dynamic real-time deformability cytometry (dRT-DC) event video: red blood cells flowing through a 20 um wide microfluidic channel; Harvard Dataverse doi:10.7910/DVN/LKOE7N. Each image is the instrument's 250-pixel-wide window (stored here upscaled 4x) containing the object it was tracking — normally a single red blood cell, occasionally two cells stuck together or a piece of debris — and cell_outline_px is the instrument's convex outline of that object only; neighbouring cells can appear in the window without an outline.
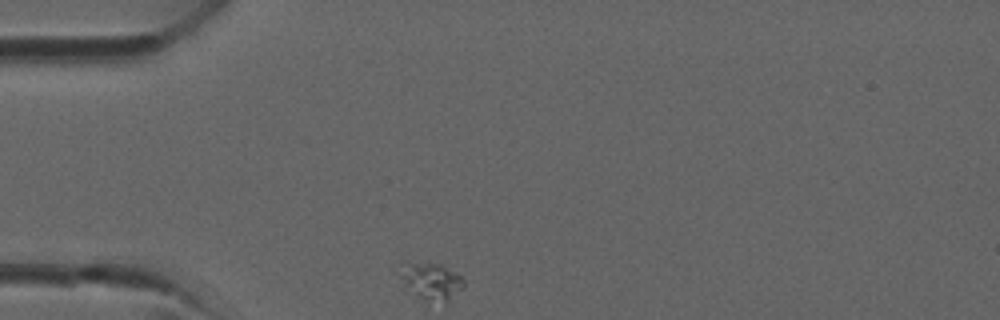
{"species": "common noctule bat (a hibernating species)", "species_latin": "Nyctalus noctula", "temperature_condition": "room temperature", "stored_images_in_passage": 30, "camera_frame_rate_fps": 3000, "um_per_image_px": 0.085, "animal": {"sex": "male", "forearm_length_mm": 52.5}, "frame": {"image": 1, "passage_image": 1, "time_ms": 0.0, "image_size_px": [1000, 320], "cell_outline_px": [[464, 284], [448, 300], [428, 304], [392, 272], [404, 260], [440, 264], [464, 276]], "centroid_in_image_um": [36.53, 23.82], "position_along_channel_um": 48.5, "area_um2": 14.28}}
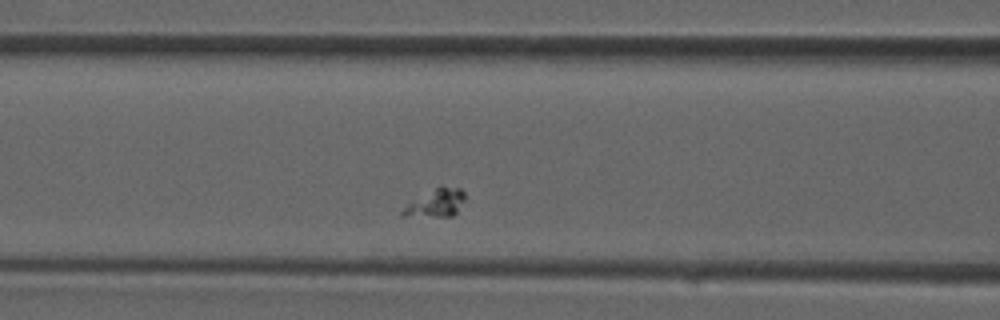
{"frame": {"image": 2, "passage_image": 7, "time_ms": 2.0, "image_size_px": [1000, 320], "cell_outline_px": [[464, 200], [456, 212], [452, 216], [400, 216], [400, 212], [408, 204], [440, 184], [460, 188], [464, 192]], "centroid_in_image_um": [37.07, 17.23], "position_along_channel_um": 129.5, "area_um2": 10.0}}
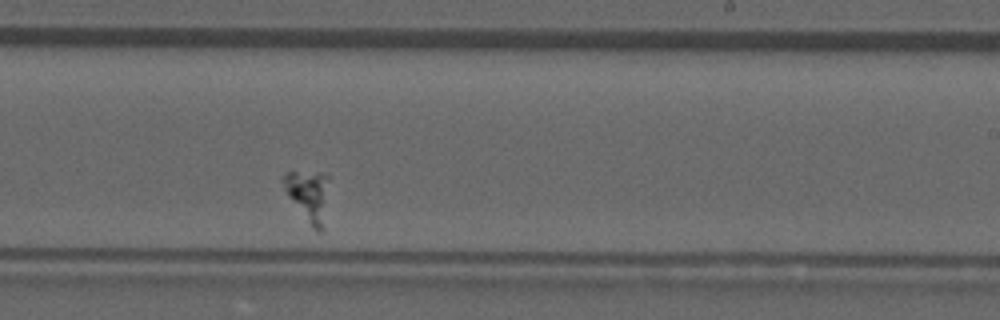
{"frame": {"image": 3, "passage_image": 15, "time_ms": 4.667, "image_size_px": [1000, 320], "cell_outline_px": [[328, 176], [324, 228], [320, 232], [316, 232], [288, 196], [284, 188], [284, 176], [288, 172], [320, 172]], "centroid_in_image_um": [26.24, 16.63], "position_along_channel_um": 262.8, "area_um2": 13.18}}